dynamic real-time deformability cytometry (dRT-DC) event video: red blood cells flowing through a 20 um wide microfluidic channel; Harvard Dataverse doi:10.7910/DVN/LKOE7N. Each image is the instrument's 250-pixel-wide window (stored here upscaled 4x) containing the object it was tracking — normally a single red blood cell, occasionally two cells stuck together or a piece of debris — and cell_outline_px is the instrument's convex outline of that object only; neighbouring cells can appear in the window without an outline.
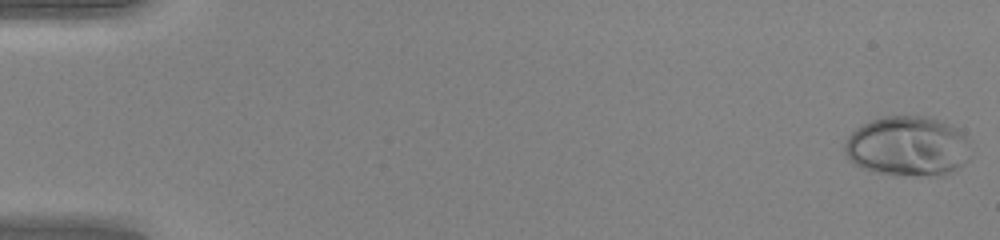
{"species": "human", "species_latin": "Homo sapiens", "temperature_condition": "warm", "stored_images_in_passage": 49, "camera_frame_rate_fps": 3000, "um_per_image_px": 0.085, "donor": {"sex": "female"}, "frame": {"image": 1, "passage_image": 1, "time_ms": 0.0, "image_size_px": [1000, 240], "cell_outline_px": [[972, 156], [964, 164], [944, 176], [896, 176], [876, 172], [860, 168], [852, 164], [848, 160], [844, 152], [844, 144], [848, 136], [856, 128], [872, 120], [884, 116], [928, 116], [952, 124], [972, 140]], "centroid_in_image_um": [77.21, 12.46], "position_along_channel_um": 7.8, "area_um2": 45.43}}
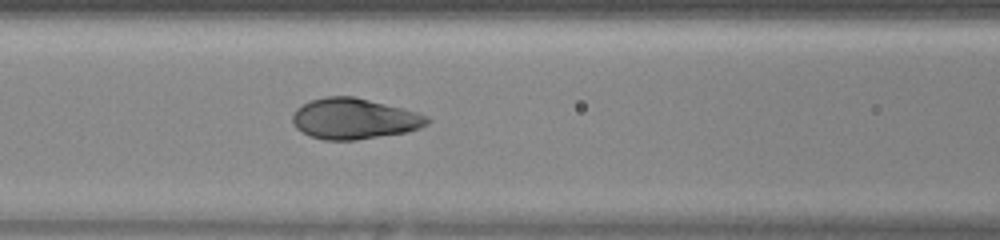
{"frame": {"image": 2, "passage_image": 22, "time_ms": 7.0, "image_size_px": [1000, 240], "cell_outline_px": [[432, 120], [428, 124], [420, 128], [404, 132], [356, 140], [324, 140], [308, 136], [296, 128], [292, 120], [292, 116], [296, 108], [312, 100], [324, 96], [356, 96], [416, 112], [428, 116]], "centroid_in_image_um": [30.09, 10.09], "position_along_channel_um": 136.5, "area_um2": 32.02}}
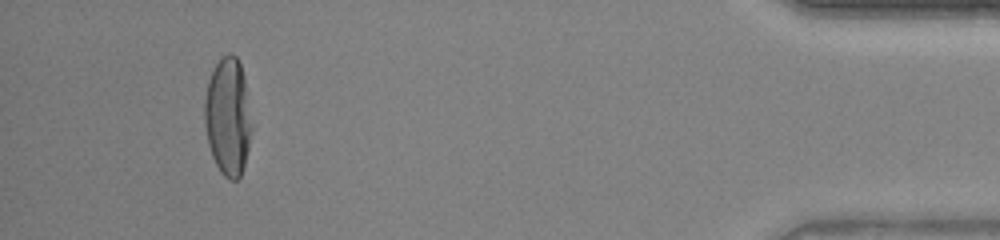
{"frame": {"image": 3, "passage_image": 46, "time_ms": 15.0, "image_size_px": [1000, 240], "cell_outline_px": [[252, 124], [248, 148], [244, 164], [240, 176], [236, 180], [228, 180], [220, 172], [212, 156], [208, 144], [204, 124], [204, 100], [208, 80], [212, 68], [228, 52], [232, 52], [236, 56], [240, 64], [244, 76]], "centroid_in_image_um": [19.36, 9.91], "position_along_channel_um": 415.8, "area_um2": 32.48}, "authors_computed_cell_mechanics": {"area_um2": 32.8882, "velocity_mm_per_s": 4.2666, "shape_relaxation_time_tau1_ms": 3.5169, "shape_relaxation_time_tau2_ms": null, "deformation_change_tau1": 0.2492, "deformation_change_tau2": null}}